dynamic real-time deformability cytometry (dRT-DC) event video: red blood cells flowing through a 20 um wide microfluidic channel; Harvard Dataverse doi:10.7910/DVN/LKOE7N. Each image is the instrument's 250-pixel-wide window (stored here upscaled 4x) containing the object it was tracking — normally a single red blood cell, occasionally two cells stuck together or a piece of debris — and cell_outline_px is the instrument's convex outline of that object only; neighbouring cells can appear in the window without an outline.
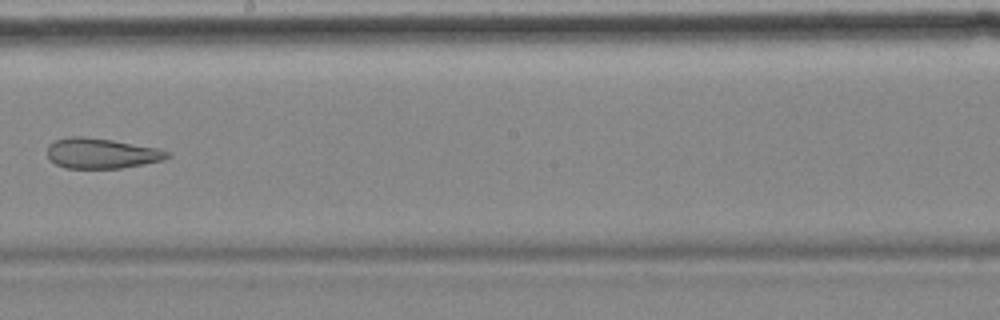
{"species": "common noctule bat (a hibernating species)", "species_latin": "Nyctalus noctula", "temperature_condition": "cold", "stored_images_in_passage": 13, "camera_frame_rate_fps": 3000, "um_per_image_px": 0.085, "animal": {"sex": "female", "body_mass_g": 18.4}, "frame": {"image": 1, "passage_image": 8, "time_ms": 9.333, "image_size_px": [1000, 320], "cell_outline_px": [[172, 156], [164, 160], [120, 168], [64, 168], [56, 164], [48, 156], [48, 144], [56, 140], [68, 136], [80, 136], [112, 140], [156, 148], [168, 152]], "centroid_in_image_um": [8.61, 13.03], "position_along_channel_um": 239.6, "area_um2": 20.98}}